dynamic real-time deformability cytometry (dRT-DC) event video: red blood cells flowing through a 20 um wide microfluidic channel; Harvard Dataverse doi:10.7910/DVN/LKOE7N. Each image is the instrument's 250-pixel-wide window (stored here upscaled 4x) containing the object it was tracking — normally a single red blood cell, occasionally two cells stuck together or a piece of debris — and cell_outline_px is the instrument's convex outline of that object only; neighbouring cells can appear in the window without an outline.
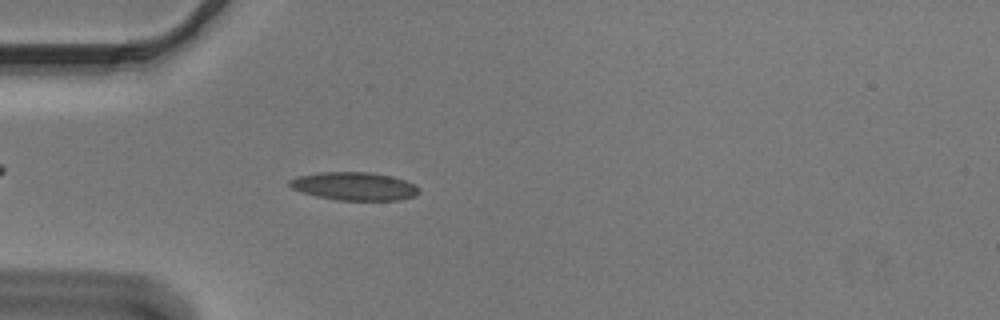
{"species": "Egyptian fruit bat (a non-hibernating species)", "species_latin": "Rousettus aegyptiacus", "temperature_condition": "cold", "stored_images_in_passage": 54, "camera_frame_rate_fps": 3000, "um_per_image_px": 0.085, "animal": {"sex": "male"}, "frame": {"image": 1, "passage_image": 15, "time_ms": 4.667, "image_size_px": [1000, 320], "cell_outline_px": [[420, 192], [416, 196], [400, 200], [336, 200], [316, 196], [300, 192], [292, 188], [288, 184], [288, 180], [296, 176], [316, 172], [372, 172], [392, 176], [404, 180], [420, 188]], "centroid_in_image_um": [30.09, 15.82], "position_along_channel_um": 54.9, "area_um2": 21.5}}
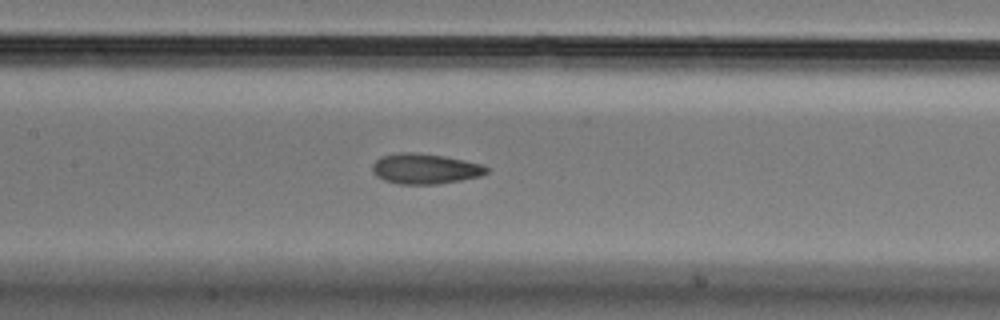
{"frame": {"image": 2, "passage_image": 25, "time_ms": 8.0, "image_size_px": [1000, 320], "cell_outline_px": [[488, 172], [480, 176], [460, 180], [436, 184], [400, 184], [384, 180], [376, 176], [372, 172], [372, 164], [380, 156], [396, 152], [416, 152], [444, 156], [484, 164], [488, 168]], "centroid_in_image_um": [36.1, 14.33], "position_along_channel_um": 171.3, "area_um2": 20.35}}
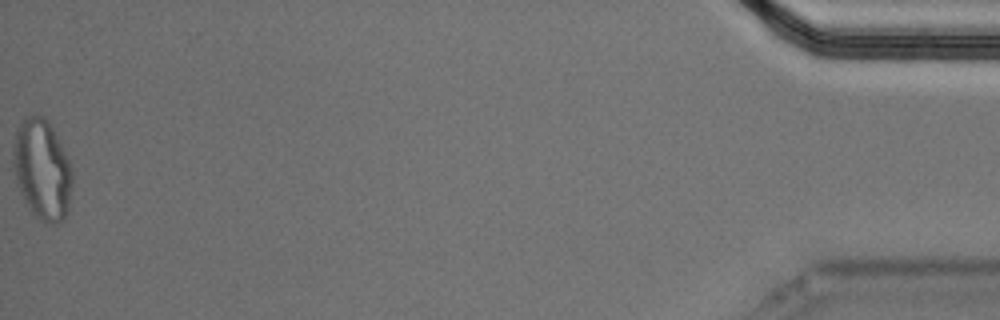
{"frame": {"image": 3, "passage_image": 54, "time_ms": 17.667, "image_size_px": [1000, 320], "cell_outline_px": [[72, 184], [68, 212], [64, 220], [56, 224], [52, 224], [40, 220], [32, 212], [24, 200], [16, 184], [12, 164], [12, 152], [16, 128], [28, 116], [44, 116], [48, 120], [72, 168]], "centroid_in_image_um": [3.56, 14.44], "position_along_channel_um": 431.6, "area_um2": 34.62}, "authors_computed_cell_mechanics": {"area_um2": 20.0855, "velocity_mm_per_s": 3.6781, "shape_relaxation_time_tau1_ms": 5.6618, "shape_relaxation_time_tau2_ms": 2.0919, "deformation_change_tau1": 0.1782, "deformation_change_tau2": 0.0891}}